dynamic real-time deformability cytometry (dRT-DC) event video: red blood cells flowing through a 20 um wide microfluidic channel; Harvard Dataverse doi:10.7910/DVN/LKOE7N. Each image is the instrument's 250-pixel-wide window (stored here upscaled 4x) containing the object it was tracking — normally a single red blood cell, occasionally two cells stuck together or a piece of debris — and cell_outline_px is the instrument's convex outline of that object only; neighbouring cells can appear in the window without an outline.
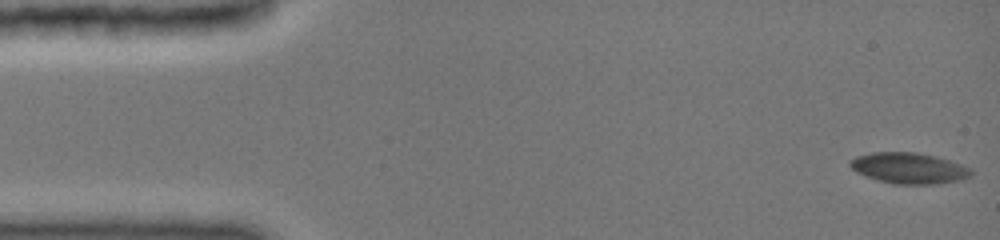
{"species": "common noctule bat (a hibernating species)", "species_latin": "Nyctalus noctula", "temperature_condition": "cold", "stored_images_in_passage": 30, "camera_frame_rate_fps": 3000, "um_per_image_px": 0.085, "animal": {"sex": "female", "body_mass_g": 19.0, "forearm_length_mm": 51.5}, "frame": {"image": 1, "passage_image": 1, "time_ms": 0.0, "image_size_px": [1000, 240], "cell_outline_px": [[972, 176], [964, 180], [936, 184], [892, 184], [856, 172], [848, 164], [848, 160], [856, 156], [872, 152], [916, 152], [936, 156], [972, 168]], "centroid_in_image_um": [77.29, 14.29], "position_along_channel_um": 7.7, "area_um2": 21.96}}
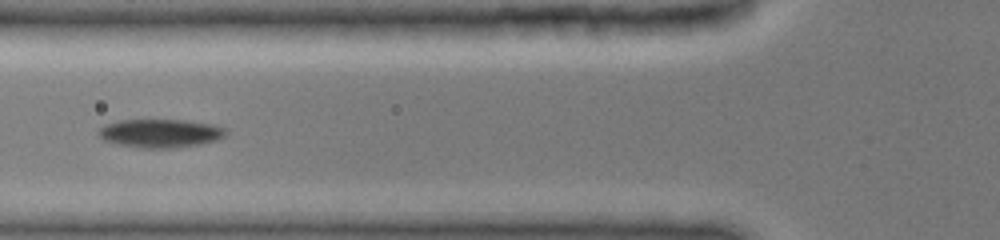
{"frame": {"image": 2, "passage_image": 24, "time_ms": 5.667, "image_size_px": [1000, 240], "cell_outline_px": [[228, 132], [224, 136], [216, 140], [200, 144], [172, 148], [140, 148], [116, 144], [104, 140], [96, 132], [104, 124], [120, 120], [184, 120], [212, 124], [224, 128]], "centroid_in_image_um": [13.6, 11.33], "position_along_channel_um": 112.2, "area_um2": 21.15}}
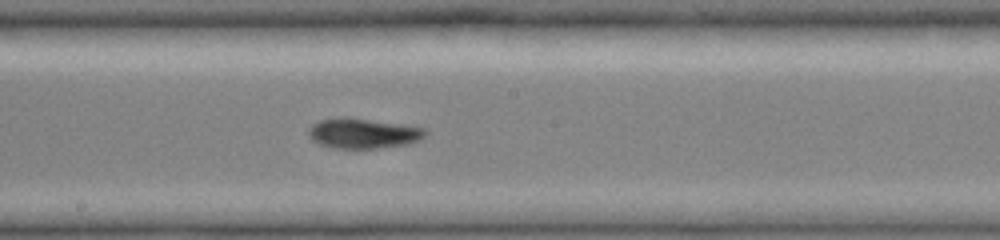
{"frame": {"image": 3, "passage_image": 30, "time_ms": 8.333, "image_size_px": [1000, 240], "cell_outline_px": [[428, 132], [420, 140], [408, 144], [376, 148], [332, 148], [320, 144], [312, 140], [308, 136], [308, 132], [312, 124], [320, 120], [368, 120], [400, 124], [424, 128]], "centroid_in_image_um": [30.9, 11.38], "position_along_channel_um": 217.3, "area_um2": 19.65}}